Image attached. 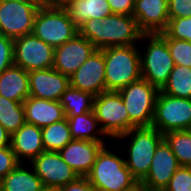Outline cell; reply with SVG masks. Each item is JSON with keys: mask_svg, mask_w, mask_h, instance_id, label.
Returning <instances> with one entry per match:
<instances>
[{"mask_svg": "<svg viewBox=\"0 0 191 191\" xmlns=\"http://www.w3.org/2000/svg\"><path fill=\"white\" fill-rule=\"evenodd\" d=\"M78 33L97 49L137 45L142 32L132 15L113 13L104 19H89L78 28Z\"/></svg>", "mask_w": 191, "mask_h": 191, "instance_id": "1", "label": "cell"}, {"mask_svg": "<svg viewBox=\"0 0 191 191\" xmlns=\"http://www.w3.org/2000/svg\"><path fill=\"white\" fill-rule=\"evenodd\" d=\"M104 146L86 178L97 191H132L139 186L125 159Z\"/></svg>", "mask_w": 191, "mask_h": 191, "instance_id": "2", "label": "cell"}, {"mask_svg": "<svg viewBox=\"0 0 191 191\" xmlns=\"http://www.w3.org/2000/svg\"><path fill=\"white\" fill-rule=\"evenodd\" d=\"M137 45L104 48L106 91L118 92L141 78L140 51Z\"/></svg>", "mask_w": 191, "mask_h": 191, "instance_id": "3", "label": "cell"}, {"mask_svg": "<svg viewBox=\"0 0 191 191\" xmlns=\"http://www.w3.org/2000/svg\"><path fill=\"white\" fill-rule=\"evenodd\" d=\"M129 138L128 157L125 164L132 176L140 183L150 169L158 145L164 140L163 134L152 126L134 127L117 139Z\"/></svg>", "mask_w": 191, "mask_h": 191, "instance_id": "4", "label": "cell"}, {"mask_svg": "<svg viewBox=\"0 0 191 191\" xmlns=\"http://www.w3.org/2000/svg\"><path fill=\"white\" fill-rule=\"evenodd\" d=\"M32 33L56 48L77 35L78 28L64 6L48 4L39 8Z\"/></svg>", "mask_w": 191, "mask_h": 191, "instance_id": "5", "label": "cell"}, {"mask_svg": "<svg viewBox=\"0 0 191 191\" xmlns=\"http://www.w3.org/2000/svg\"><path fill=\"white\" fill-rule=\"evenodd\" d=\"M140 39H147L149 42L143 51L145 53L140 54L141 77L161 90L175 66L166 38L161 33H156L142 34Z\"/></svg>", "mask_w": 191, "mask_h": 191, "instance_id": "6", "label": "cell"}, {"mask_svg": "<svg viewBox=\"0 0 191 191\" xmlns=\"http://www.w3.org/2000/svg\"><path fill=\"white\" fill-rule=\"evenodd\" d=\"M93 112L106 138H118L135 127L119 92L105 91L94 97Z\"/></svg>", "mask_w": 191, "mask_h": 191, "instance_id": "7", "label": "cell"}, {"mask_svg": "<svg viewBox=\"0 0 191 191\" xmlns=\"http://www.w3.org/2000/svg\"><path fill=\"white\" fill-rule=\"evenodd\" d=\"M118 92L127 108L130 122L135 127L151 126L159 90L141 77Z\"/></svg>", "mask_w": 191, "mask_h": 191, "instance_id": "8", "label": "cell"}, {"mask_svg": "<svg viewBox=\"0 0 191 191\" xmlns=\"http://www.w3.org/2000/svg\"><path fill=\"white\" fill-rule=\"evenodd\" d=\"M151 126L162 134L191 130V99L169 96L159 90Z\"/></svg>", "mask_w": 191, "mask_h": 191, "instance_id": "9", "label": "cell"}, {"mask_svg": "<svg viewBox=\"0 0 191 191\" xmlns=\"http://www.w3.org/2000/svg\"><path fill=\"white\" fill-rule=\"evenodd\" d=\"M42 6L0 0V34L12 39L31 34L36 14Z\"/></svg>", "mask_w": 191, "mask_h": 191, "instance_id": "10", "label": "cell"}, {"mask_svg": "<svg viewBox=\"0 0 191 191\" xmlns=\"http://www.w3.org/2000/svg\"><path fill=\"white\" fill-rule=\"evenodd\" d=\"M54 47L33 33L14 39V65L27 72L53 68Z\"/></svg>", "mask_w": 191, "mask_h": 191, "instance_id": "11", "label": "cell"}, {"mask_svg": "<svg viewBox=\"0 0 191 191\" xmlns=\"http://www.w3.org/2000/svg\"><path fill=\"white\" fill-rule=\"evenodd\" d=\"M29 163L45 188L58 189L79 178L59 152L44 151Z\"/></svg>", "mask_w": 191, "mask_h": 191, "instance_id": "12", "label": "cell"}, {"mask_svg": "<svg viewBox=\"0 0 191 191\" xmlns=\"http://www.w3.org/2000/svg\"><path fill=\"white\" fill-rule=\"evenodd\" d=\"M96 50L88 39L78 33L54 49L53 68L70 77Z\"/></svg>", "mask_w": 191, "mask_h": 191, "instance_id": "13", "label": "cell"}, {"mask_svg": "<svg viewBox=\"0 0 191 191\" xmlns=\"http://www.w3.org/2000/svg\"><path fill=\"white\" fill-rule=\"evenodd\" d=\"M70 86L80 91L91 93L95 97L106 91L103 50L97 49L70 76Z\"/></svg>", "mask_w": 191, "mask_h": 191, "instance_id": "14", "label": "cell"}, {"mask_svg": "<svg viewBox=\"0 0 191 191\" xmlns=\"http://www.w3.org/2000/svg\"><path fill=\"white\" fill-rule=\"evenodd\" d=\"M105 144L104 141L72 139L59 154L79 177H86Z\"/></svg>", "mask_w": 191, "mask_h": 191, "instance_id": "15", "label": "cell"}, {"mask_svg": "<svg viewBox=\"0 0 191 191\" xmlns=\"http://www.w3.org/2000/svg\"><path fill=\"white\" fill-rule=\"evenodd\" d=\"M132 16L143 34L162 33L169 21L168 0H135Z\"/></svg>", "mask_w": 191, "mask_h": 191, "instance_id": "16", "label": "cell"}, {"mask_svg": "<svg viewBox=\"0 0 191 191\" xmlns=\"http://www.w3.org/2000/svg\"><path fill=\"white\" fill-rule=\"evenodd\" d=\"M29 74L30 96L59 101L70 86V77L54 68L33 70Z\"/></svg>", "mask_w": 191, "mask_h": 191, "instance_id": "17", "label": "cell"}, {"mask_svg": "<svg viewBox=\"0 0 191 191\" xmlns=\"http://www.w3.org/2000/svg\"><path fill=\"white\" fill-rule=\"evenodd\" d=\"M180 167L170 146L163 140L154 152L147 176L139 185L166 188L176 170Z\"/></svg>", "mask_w": 191, "mask_h": 191, "instance_id": "18", "label": "cell"}, {"mask_svg": "<svg viewBox=\"0 0 191 191\" xmlns=\"http://www.w3.org/2000/svg\"><path fill=\"white\" fill-rule=\"evenodd\" d=\"M10 146L20 163L26 159L31 162L45 151L41 128L25 122L11 135Z\"/></svg>", "mask_w": 191, "mask_h": 191, "instance_id": "19", "label": "cell"}, {"mask_svg": "<svg viewBox=\"0 0 191 191\" xmlns=\"http://www.w3.org/2000/svg\"><path fill=\"white\" fill-rule=\"evenodd\" d=\"M25 122L44 128L66 118L60 101L29 96L23 102Z\"/></svg>", "mask_w": 191, "mask_h": 191, "instance_id": "20", "label": "cell"}, {"mask_svg": "<svg viewBox=\"0 0 191 191\" xmlns=\"http://www.w3.org/2000/svg\"><path fill=\"white\" fill-rule=\"evenodd\" d=\"M0 96L23 103L30 96L29 74L12 65L0 74Z\"/></svg>", "mask_w": 191, "mask_h": 191, "instance_id": "21", "label": "cell"}, {"mask_svg": "<svg viewBox=\"0 0 191 191\" xmlns=\"http://www.w3.org/2000/svg\"><path fill=\"white\" fill-rule=\"evenodd\" d=\"M64 7L77 28L89 19L101 20L113 14L107 0H72Z\"/></svg>", "mask_w": 191, "mask_h": 191, "instance_id": "22", "label": "cell"}, {"mask_svg": "<svg viewBox=\"0 0 191 191\" xmlns=\"http://www.w3.org/2000/svg\"><path fill=\"white\" fill-rule=\"evenodd\" d=\"M26 169L19 163L0 181V191H41L43 186L34 169ZM32 171V172H31Z\"/></svg>", "mask_w": 191, "mask_h": 191, "instance_id": "23", "label": "cell"}, {"mask_svg": "<svg viewBox=\"0 0 191 191\" xmlns=\"http://www.w3.org/2000/svg\"><path fill=\"white\" fill-rule=\"evenodd\" d=\"M66 118L72 139L103 141L105 135L93 111L78 116H66Z\"/></svg>", "mask_w": 191, "mask_h": 191, "instance_id": "24", "label": "cell"}, {"mask_svg": "<svg viewBox=\"0 0 191 191\" xmlns=\"http://www.w3.org/2000/svg\"><path fill=\"white\" fill-rule=\"evenodd\" d=\"M94 97L91 93L69 86L59 101L66 116H78L93 111Z\"/></svg>", "mask_w": 191, "mask_h": 191, "instance_id": "25", "label": "cell"}, {"mask_svg": "<svg viewBox=\"0 0 191 191\" xmlns=\"http://www.w3.org/2000/svg\"><path fill=\"white\" fill-rule=\"evenodd\" d=\"M160 91L169 96L191 99V68L175 65Z\"/></svg>", "mask_w": 191, "mask_h": 191, "instance_id": "26", "label": "cell"}, {"mask_svg": "<svg viewBox=\"0 0 191 191\" xmlns=\"http://www.w3.org/2000/svg\"><path fill=\"white\" fill-rule=\"evenodd\" d=\"M45 151L59 152L71 140L67 118L41 128Z\"/></svg>", "mask_w": 191, "mask_h": 191, "instance_id": "27", "label": "cell"}, {"mask_svg": "<svg viewBox=\"0 0 191 191\" xmlns=\"http://www.w3.org/2000/svg\"><path fill=\"white\" fill-rule=\"evenodd\" d=\"M180 166H191V130L170 131L163 134Z\"/></svg>", "mask_w": 191, "mask_h": 191, "instance_id": "28", "label": "cell"}, {"mask_svg": "<svg viewBox=\"0 0 191 191\" xmlns=\"http://www.w3.org/2000/svg\"><path fill=\"white\" fill-rule=\"evenodd\" d=\"M25 123L23 103L0 96V124L12 135Z\"/></svg>", "mask_w": 191, "mask_h": 191, "instance_id": "29", "label": "cell"}, {"mask_svg": "<svg viewBox=\"0 0 191 191\" xmlns=\"http://www.w3.org/2000/svg\"><path fill=\"white\" fill-rule=\"evenodd\" d=\"M171 57L175 65H182L191 68V42L166 38Z\"/></svg>", "mask_w": 191, "mask_h": 191, "instance_id": "30", "label": "cell"}, {"mask_svg": "<svg viewBox=\"0 0 191 191\" xmlns=\"http://www.w3.org/2000/svg\"><path fill=\"white\" fill-rule=\"evenodd\" d=\"M165 38H174L191 42V17L170 19L161 33Z\"/></svg>", "mask_w": 191, "mask_h": 191, "instance_id": "31", "label": "cell"}, {"mask_svg": "<svg viewBox=\"0 0 191 191\" xmlns=\"http://www.w3.org/2000/svg\"><path fill=\"white\" fill-rule=\"evenodd\" d=\"M168 191H191V166H180L166 187Z\"/></svg>", "mask_w": 191, "mask_h": 191, "instance_id": "32", "label": "cell"}, {"mask_svg": "<svg viewBox=\"0 0 191 191\" xmlns=\"http://www.w3.org/2000/svg\"><path fill=\"white\" fill-rule=\"evenodd\" d=\"M14 64V39L0 34V74Z\"/></svg>", "mask_w": 191, "mask_h": 191, "instance_id": "33", "label": "cell"}, {"mask_svg": "<svg viewBox=\"0 0 191 191\" xmlns=\"http://www.w3.org/2000/svg\"><path fill=\"white\" fill-rule=\"evenodd\" d=\"M20 162L17 160L11 146L0 149V181Z\"/></svg>", "mask_w": 191, "mask_h": 191, "instance_id": "34", "label": "cell"}, {"mask_svg": "<svg viewBox=\"0 0 191 191\" xmlns=\"http://www.w3.org/2000/svg\"><path fill=\"white\" fill-rule=\"evenodd\" d=\"M169 20L191 17V0H168Z\"/></svg>", "mask_w": 191, "mask_h": 191, "instance_id": "35", "label": "cell"}, {"mask_svg": "<svg viewBox=\"0 0 191 191\" xmlns=\"http://www.w3.org/2000/svg\"><path fill=\"white\" fill-rule=\"evenodd\" d=\"M113 13L132 15L135 0H107Z\"/></svg>", "mask_w": 191, "mask_h": 191, "instance_id": "36", "label": "cell"}, {"mask_svg": "<svg viewBox=\"0 0 191 191\" xmlns=\"http://www.w3.org/2000/svg\"><path fill=\"white\" fill-rule=\"evenodd\" d=\"M56 191H97L86 177H79L74 182L62 186Z\"/></svg>", "mask_w": 191, "mask_h": 191, "instance_id": "37", "label": "cell"}, {"mask_svg": "<svg viewBox=\"0 0 191 191\" xmlns=\"http://www.w3.org/2000/svg\"><path fill=\"white\" fill-rule=\"evenodd\" d=\"M10 138H11V135L0 124V149L6 146H10Z\"/></svg>", "mask_w": 191, "mask_h": 191, "instance_id": "38", "label": "cell"}, {"mask_svg": "<svg viewBox=\"0 0 191 191\" xmlns=\"http://www.w3.org/2000/svg\"><path fill=\"white\" fill-rule=\"evenodd\" d=\"M13 1L30 5H46L42 0H13Z\"/></svg>", "mask_w": 191, "mask_h": 191, "instance_id": "39", "label": "cell"}, {"mask_svg": "<svg viewBox=\"0 0 191 191\" xmlns=\"http://www.w3.org/2000/svg\"><path fill=\"white\" fill-rule=\"evenodd\" d=\"M140 191H168L166 188H153L149 186L140 185Z\"/></svg>", "mask_w": 191, "mask_h": 191, "instance_id": "40", "label": "cell"}, {"mask_svg": "<svg viewBox=\"0 0 191 191\" xmlns=\"http://www.w3.org/2000/svg\"><path fill=\"white\" fill-rule=\"evenodd\" d=\"M70 1L72 0H56V6H65Z\"/></svg>", "mask_w": 191, "mask_h": 191, "instance_id": "41", "label": "cell"}, {"mask_svg": "<svg viewBox=\"0 0 191 191\" xmlns=\"http://www.w3.org/2000/svg\"><path fill=\"white\" fill-rule=\"evenodd\" d=\"M46 5L53 4L56 5V0H42Z\"/></svg>", "mask_w": 191, "mask_h": 191, "instance_id": "42", "label": "cell"}, {"mask_svg": "<svg viewBox=\"0 0 191 191\" xmlns=\"http://www.w3.org/2000/svg\"><path fill=\"white\" fill-rule=\"evenodd\" d=\"M41 191H56V189H51V188H44Z\"/></svg>", "mask_w": 191, "mask_h": 191, "instance_id": "43", "label": "cell"}, {"mask_svg": "<svg viewBox=\"0 0 191 191\" xmlns=\"http://www.w3.org/2000/svg\"><path fill=\"white\" fill-rule=\"evenodd\" d=\"M132 191H140V185L136 189H134Z\"/></svg>", "mask_w": 191, "mask_h": 191, "instance_id": "44", "label": "cell"}]
</instances>
